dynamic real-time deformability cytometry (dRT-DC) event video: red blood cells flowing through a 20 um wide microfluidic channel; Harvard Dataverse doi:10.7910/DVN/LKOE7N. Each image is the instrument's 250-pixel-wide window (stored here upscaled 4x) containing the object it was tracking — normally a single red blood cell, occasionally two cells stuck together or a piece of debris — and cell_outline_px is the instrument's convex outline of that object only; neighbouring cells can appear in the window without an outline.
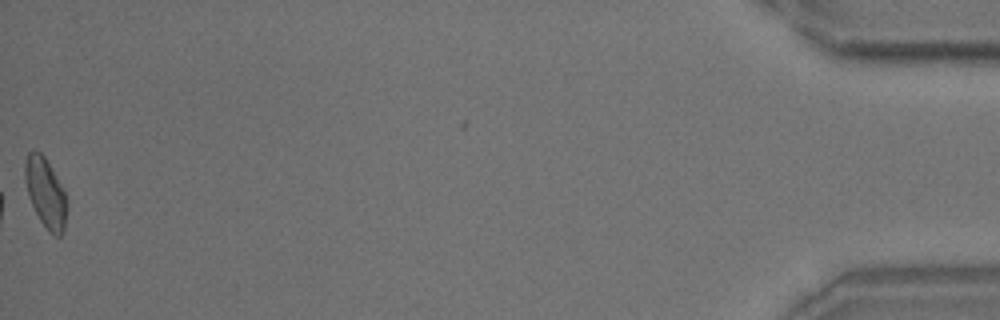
{"species": "common noctule bat (a hibernating species)", "species_latin": "Nyctalus noctula", "temperature_condition": "room temperature", "stored_images_in_passage": 55, "segment_of_instrument_passage": [2, 2], "camera_frame_rate_fps": 3000, "um_per_image_px": 0.085, "animal": {"sex": "male", "body_mass_g": 18.8}, "frame": {"image": 1, "passage_image": 55, "time_ms": 18.0, "image_size_px": [1000, 320], "cell_outline_px": [[68, 208], [64, 228], [60, 236], [56, 236], [48, 232], [40, 220], [28, 196], [24, 180], [24, 164], [28, 152], [32, 148], [40, 152], [44, 156], [64, 188], [68, 204]], "centroid_in_image_um": [3.87, 16.37], "position_along_channel_um": 431.3, "area_um2": 17.34}}